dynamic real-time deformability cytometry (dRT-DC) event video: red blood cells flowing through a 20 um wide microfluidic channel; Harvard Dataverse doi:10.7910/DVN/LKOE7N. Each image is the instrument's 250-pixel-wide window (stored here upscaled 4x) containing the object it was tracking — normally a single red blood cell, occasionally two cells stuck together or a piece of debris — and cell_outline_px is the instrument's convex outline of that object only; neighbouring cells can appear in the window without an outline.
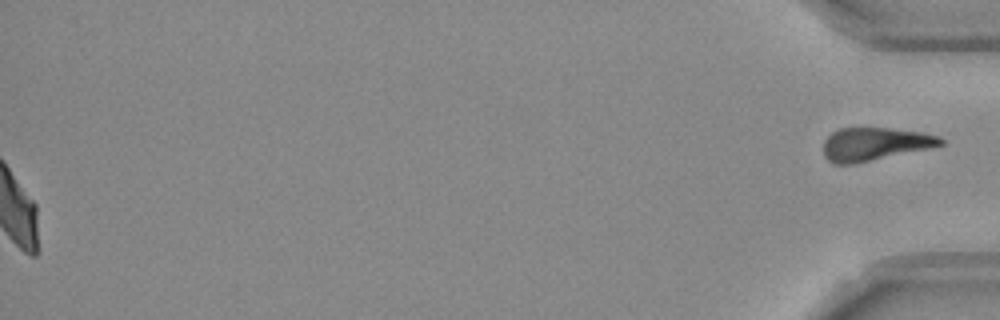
{"species": "Egyptian fruit bat (a non-hibernating species)", "species_latin": "Rousettus aegyptiacus", "temperature_condition": "room temperature", "stored_images_in_passage": 54, "segment_of_instrument_passage": [2, 2], "camera_frame_rate_fps": 3000, "um_per_image_px": 0.085, "frame": {"image": 1, "passage_image": 54, "time_ms": 17.667, "image_size_px": [1000, 320], "cell_outline_px": [[944, 144], [928, 148], [852, 164], [836, 164], [828, 160], [824, 156], [824, 140], [832, 132], [840, 128], [888, 128], [924, 132], [940, 136], [944, 140]], "centroid_in_image_um": [74.35, 12.23], "position_along_channel_um": 360.9, "area_um2": 22.37}}